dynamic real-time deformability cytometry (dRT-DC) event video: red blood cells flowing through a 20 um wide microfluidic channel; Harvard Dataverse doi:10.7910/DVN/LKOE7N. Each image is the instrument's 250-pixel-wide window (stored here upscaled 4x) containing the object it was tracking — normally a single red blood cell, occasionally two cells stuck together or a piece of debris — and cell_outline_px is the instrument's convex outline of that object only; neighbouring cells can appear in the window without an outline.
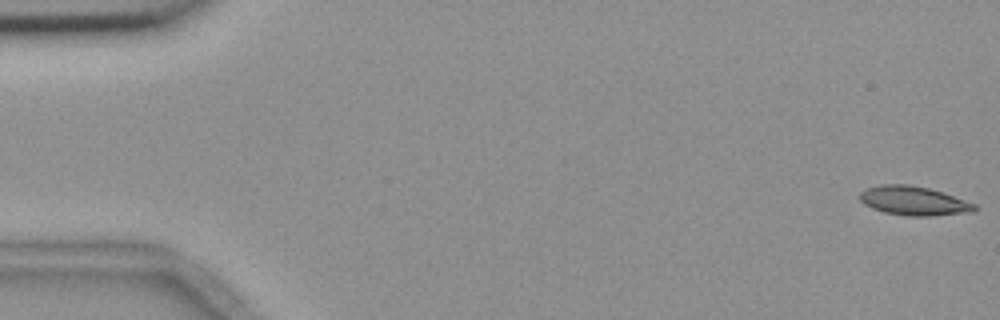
{"species": "common noctule bat (a hibernating species)", "species_latin": "Nyctalus noctula", "temperature_condition": "room temperature", "stored_images_in_passage": 11, "camera_frame_rate_fps": 3000, "um_per_image_px": 0.085, "animal": {"sex": "female", "body_mass_g": 18.4}, "frame": {"image": 1, "passage_image": 1, "time_ms": 0.0, "image_size_px": [1000, 320], "cell_outline_px": [[976, 212], [932, 216], [908, 216], [884, 212], [872, 208], [864, 204], [860, 200], [860, 192], [868, 188], [880, 184], [908, 184], [928, 188], [976, 204]], "centroid_in_image_um": [77.66, 17.08], "position_along_channel_um": 7.3, "area_um2": 19.36}}